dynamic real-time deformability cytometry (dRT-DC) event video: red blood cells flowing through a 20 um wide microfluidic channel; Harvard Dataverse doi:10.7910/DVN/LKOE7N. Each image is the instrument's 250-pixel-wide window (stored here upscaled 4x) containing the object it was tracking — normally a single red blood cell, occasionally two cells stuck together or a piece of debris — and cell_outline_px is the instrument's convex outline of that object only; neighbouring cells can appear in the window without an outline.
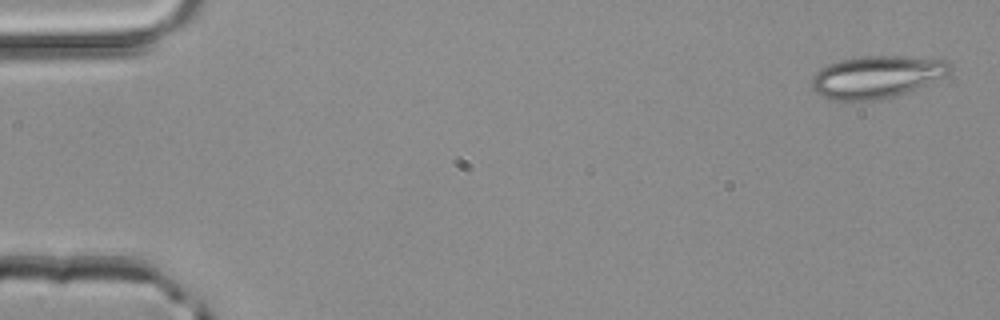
{"species": "common noctule bat (a hibernating species)", "species_latin": "Nyctalus noctula", "temperature_condition": "room temperature", "stored_images_in_passage": 3, "camera_frame_rate_fps": 3000, "um_per_image_px": 0.085, "animal": {"sex": "male", "body_mass_g": 20.4}, "frame": {"image": 1, "passage_image": 1, "time_ms": 0.0, "image_size_px": [1000, 320], "cell_outline_px": [[952, 68], [944, 76], [908, 92], [896, 96], [880, 100], [832, 100], [816, 92], [812, 88], [812, 76], [820, 68], [828, 64], [840, 60], [860, 56], [904, 56], [948, 60]], "centroid_in_image_um": [74.51, 6.53], "position_along_channel_um": 10.5, "area_um2": 34.04}}